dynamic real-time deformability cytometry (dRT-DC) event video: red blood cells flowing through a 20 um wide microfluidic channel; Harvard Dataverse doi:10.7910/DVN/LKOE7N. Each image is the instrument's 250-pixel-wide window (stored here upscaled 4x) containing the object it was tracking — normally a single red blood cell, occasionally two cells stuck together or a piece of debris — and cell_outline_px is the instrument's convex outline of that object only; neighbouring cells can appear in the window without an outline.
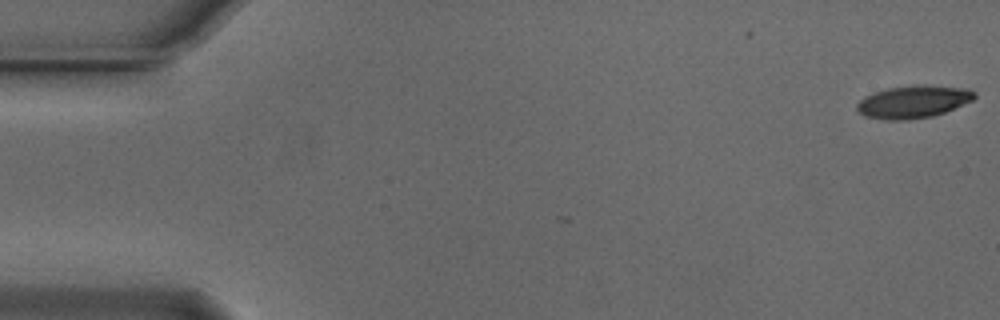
{"species": "Egyptian fruit bat (a non-hibernating species)", "species_latin": "Rousettus aegyptiacus", "temperature_condition": "cold", "stored_images_in_passage": 2, "camera_frame_rate_fps": 3000, "um_per_image_px": 0.085, "animal": {"sex": "male"}, "frame": {"image": 1, "passage_image": 2, "time_ms": 0.333, "image_size_px": [1000, 320], "cell_outline_px": [[976, 96], [972, 100], [944, 112], [932, 116], [908, 120], [888, 120], [864, 116], [856, 112], [856, 104], [864, 96], [872, 92], [888, 88], [916, 84], [924, 84], [968, 88], [976, 92]], "centroid_in_image_um": [77.59, 8.63], "position_along_channel_um": 7.4, "area_um2": 22.6}}